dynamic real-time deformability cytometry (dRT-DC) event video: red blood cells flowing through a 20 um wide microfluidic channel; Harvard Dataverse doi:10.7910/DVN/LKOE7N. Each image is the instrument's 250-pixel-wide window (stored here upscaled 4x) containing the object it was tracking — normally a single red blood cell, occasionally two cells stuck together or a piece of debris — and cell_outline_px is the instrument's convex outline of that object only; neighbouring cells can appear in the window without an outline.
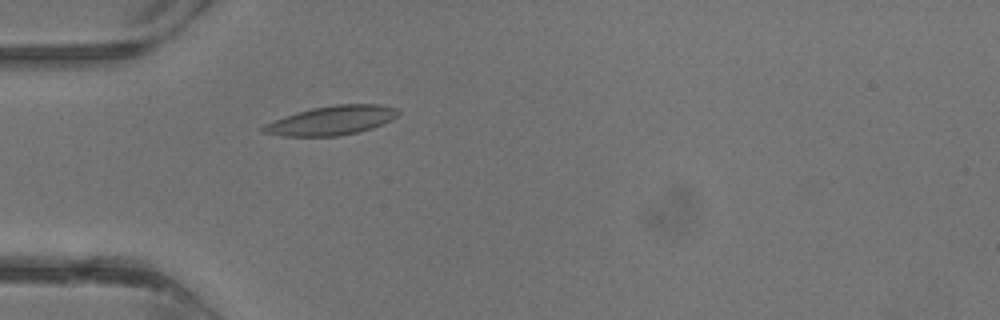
{"species": "common noctule bat (a hibernating species)", "species_latin": "Nyctalus noctula", "temperature_condition": "warm", "stored_images_in_passage": 27, "camera_frame_rate_fps": 3000, "um_per_image_px": 0.085, "animal": {"sex": "male", "body_mass_g": 13.3}, "frame": {"image": 1, "passage_image": 1, "time_ms": 0.0, "image_size_px": [1000, 320], "cell_outline_px": [[400, 112], [392, 120], [372, 128], [340, 136], [280, 136], [264, 132], [260, 128], [264, 124], [284, 116], [296, 112], [312, 108], [336, 104], [380, 104], [396, 108]], "centroid_in_image_um": [28.18, 10.23], "position_along_channel_um": 56.8, "area_um2": 22.89}}
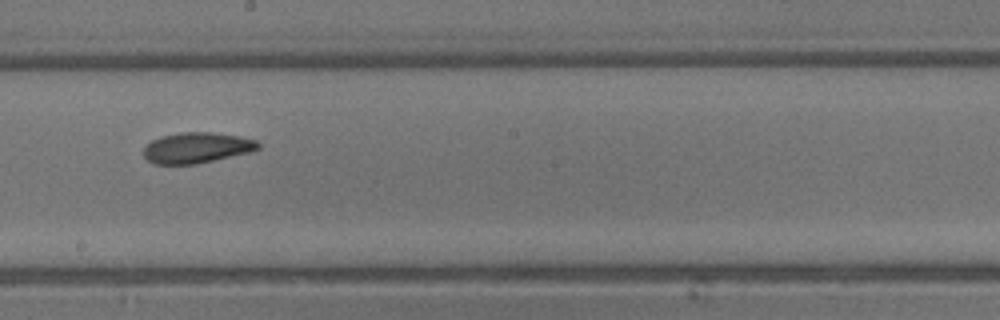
{"frame": {"image": 2, "passage_image": 11, "time_ms": 3.333, "image_size_px": [1000, 320], "cell_outline_px": [[260, 148], [252, 152], [196, 164], [152, 164], [144, 156], [144, 148], [152, 140], [160, 136], [180, 132], [212, 132], [240, 136], [256, 140], [260, 144]], "centroid_in_image_um": [16.74, 12.56], "position_along_channel_um": 231.5, "area_um2": 20.63}}
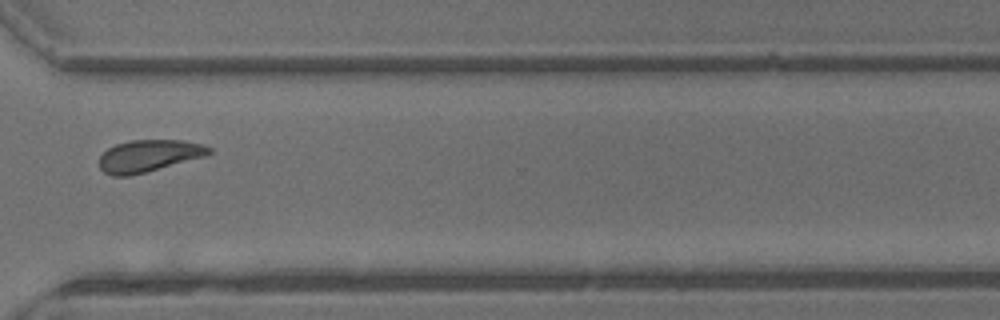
{"frame": {"image": 3, "passage_image": 18, "time_ms": 5.667, "image_size_px": [1000, 320], "cell_outline_px": [[212, 152], [204, 156], [144, 172], [128, 176], [112, 176], [104, 172], [100, 168], [100, 156], [108, 148], [116, 144], [132, 140], [184, 140], [200, 144], [212, 148]], "centroid_in_image_um": [12.62, 13.23], "position_along_channel_um": 358.0, "area_um2": 20.11}}